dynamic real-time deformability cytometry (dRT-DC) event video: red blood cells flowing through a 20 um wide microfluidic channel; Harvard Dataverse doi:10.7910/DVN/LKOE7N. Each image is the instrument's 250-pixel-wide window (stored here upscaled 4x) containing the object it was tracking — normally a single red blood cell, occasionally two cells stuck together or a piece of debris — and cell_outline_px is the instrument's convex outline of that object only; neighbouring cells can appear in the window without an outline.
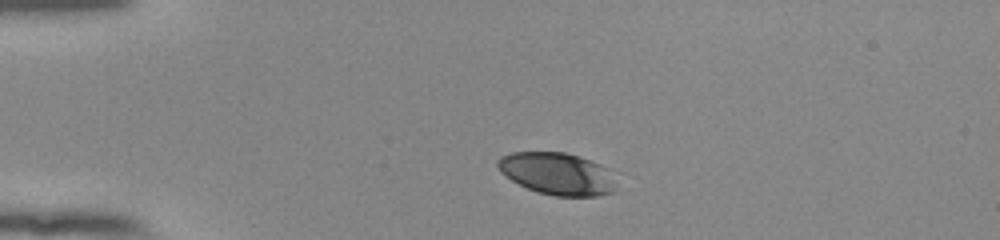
{"species": "human", "species_latin": "Homo sapiens", "temperature_condition": "room temperature", "stored_images_in_passage": 42, "camera_frame_rate_fps": 3000, "um_per_image_px": 0.085, "donor": {"sex": "female"}, "frame": {"image": 1, "passage_image": 1, "time_ms": 0.0, "image_size_px": [1000, 240], "cell_outline_px": [[616, 192], [596, 196], [556, 196], [536, 192], [512, 180], [500, 172], [496, 164], [496, 160], [500, 156], [512, 152], [564, 152], [580, 156], [612, 168]], "centroid_in_image_um": [47.4, 14.76], "position_along_channel_um": 37.6, "area_um2": 29.59}}
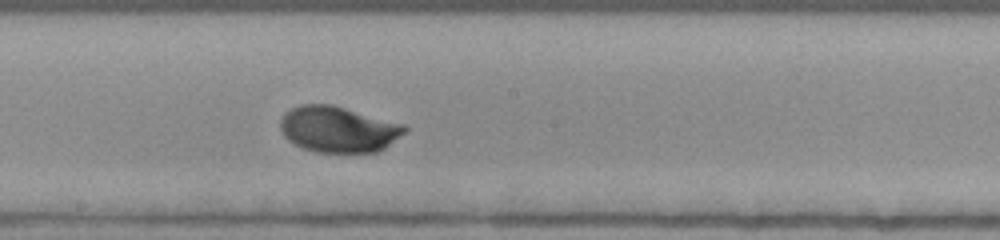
{"frame": {"image": 2, "passage_image": 19, "time_ms": 6.0, "image_size_px": [1000, 240], "cell_outline_px": [[408, 128], [404, 132], [380, 152], [316, 152], [304, 148], [288, 140], [284, 136], [280, 128], [280, 120], [284, 112], [300, 104], [332, 104], [404, 124]], "centroid_in_image_um": [28.73, 10.98], "position_along_channel_um": 219.5, "area_um2": 33.29}}
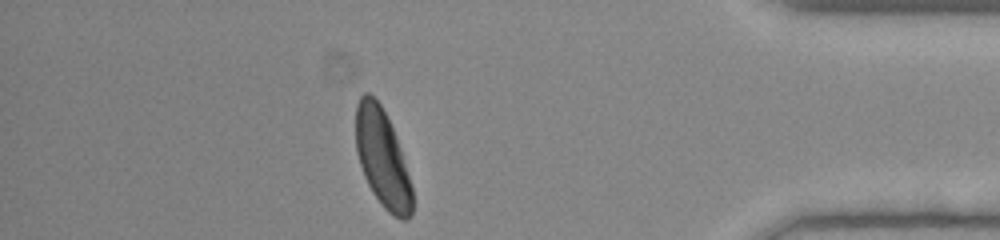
{"frame": {"image": 3, "passage_image": 36, "time_ms": 11.667, "image_size_px": [1000, 240], "cell_outline_px": [[412, 216], [408, 220], [400, 220], [388, 212], [384, 208], [372, 192], [364, 176], [356, 152], [356, 104], [360, 96], [364, 92], [368, 92], [380, 104], [392, 128], [400, 148], [412, 188]], "centroid_in_image_um": [32.49, 13.48], "position_along_channel_um": 402.7, "area_um2": 31.91}, "authors_computed_cell_mechanics": {"area_um2": 32.2235, "velocity_mm_per_s": 3.8409, "shape_relaxation_time_tau1_ms": 2.3107, "shape_relaxation_time_tau2_ms": null, "deformation_change_tau1": 0.1331, "deformation_change_tau2": null}}